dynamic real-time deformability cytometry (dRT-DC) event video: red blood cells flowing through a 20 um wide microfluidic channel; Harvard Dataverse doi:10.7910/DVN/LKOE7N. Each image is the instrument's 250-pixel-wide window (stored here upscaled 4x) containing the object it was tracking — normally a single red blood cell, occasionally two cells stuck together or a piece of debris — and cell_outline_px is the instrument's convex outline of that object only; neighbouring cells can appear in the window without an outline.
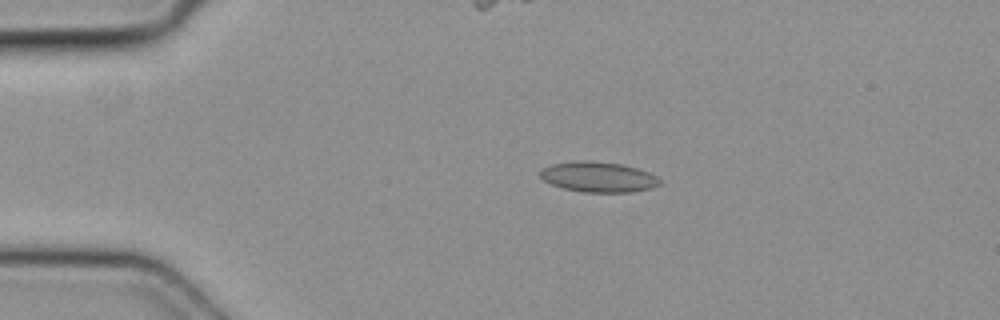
{"species": "common noctule bat (a hibernating species)", "species_latin": "Nyctalus noctula", "temperature_condition": "cold", "stored_images_in_passage": 5, "camera_frame_rate_fps": 3000, "um_per_image_px": 0.085, "animal": {"sex": "female", "body_mass_g": 19.3, "forearm_length_mm": 54.1}, "frame": {"image": 1, "passage_image": 3, "time_ms": 0.667, "image_size_px": [1000, 320], "cell_outline_px": [[660, 184], [652, 188], [632, 192], [584, 192], [564, 188], [552, 184], [544, 180], [540, 176], [540, 168], [552, 164], [580, 160], [588, 160], [620, 164], [636, 168], [648, 172], [656, 176], [660, 180]], "centroid_in_image_um": [50.85, 15.04], "position_along_channel_um": 34.2, "area_um2": 21.04}}